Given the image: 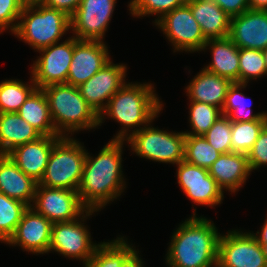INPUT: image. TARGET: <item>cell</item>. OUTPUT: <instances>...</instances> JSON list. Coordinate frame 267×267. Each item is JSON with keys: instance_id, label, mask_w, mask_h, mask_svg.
<instances>
[{"instance_id": "obj_1", "label": "cell", "mask_w": 267, "mask_h": 267, "mask_svg": "<svg viewBox=\"0 0 267 267\" xmlns=\"http://www.w3.org/2000/svg\"><path fill=\"white\" fill-rule=\"evenodd\" d=\"M125 140L109 141L94 158L88 152L77 192L87 210L99 211L125 189L122 151Z\"/></svg>"}, {"instance_id": "obj_2", "label": "cell", "mask_w": 267, "mask_h": 267, "mask_svg": "<svg viewBox=\"0 0 267 267\" xmlns=\"http://www.w3.org/2000/svg\"><path fill=\"white\" fill-rule=\"evenodd\" d=\"M195 211L172 233L165 257L169 267H217L221 234L213 221Z\"/></svg>"}, {"instance_id": "obj_3", "label": "cell", "mask_w": 267, "mask_h": 267, "mask_svg": "<svg viewBox=\"0 0 267 267\" xmlns=\"http://www.w3.org/2000/svg\"><path fill=\"white\" fill-rule=\"evenodd\" d=\"M162 107L163 103L151 83L126 82L99 114V126L104 123L105 116L112 118L123 125L112 140H126L130 134L140 131L143 128L141 126L153 122L163 110Z\"/></svg>"}, {"instance_id": "obj_4", "label": "cell", "mask_w": 267, "mask_h": 267, "mask_svg": "<svg viewBox=\"0 0 267 267\" xmlns=\"http://www.w3.org/2000/svg\"><path fill=\"white\" fill-rule=\"evenodd\" d=\"M42 89L59 136H72L74 132L99 126V115L87 104L77 86L61 83L51 84Z\"/></svg>"}, {"instance_id": "obj_5", "label": "cell", "mask_w": 267, "mask_h": 267, "mask_svg": "<svg viewBox=\"0 0 267 267\" xmlns=\"http://www.w3.org/2000/svg\"><path fill=\"white\" fill-rule=\"evenodd\" d=\"M71 29L70 17L44 5L24 6L12 33L38 51L58 43Z\"/></svg>"}, {"instance_id": "obj_6", "label": "cell", "mask_w": 267, "mask_h": 267, "mask_svg": "<svg viewBox=\"0 0 267 267\" xmlns=\"http://www.w3.org/2000/svg\"><path fill=\"white\" fill-rule=\"evenodd\" d=\"M86 153L81 142L71 136H61L53 145L44 176L38 184L77 191Z\"/></svg>"}, {"instance_id": "obj_7", "label": "cell", "mask_w": 267, "mask_h": 267, "mask_svg": "<svg viewBox=\"0 0 267 267\" xmlns=\"http://www.w3.org/2000/svg\"><path fill=\"white\" fill-rule=\"evenodd\" d=\"M151 123L130 134L125 140L130 144L131 150L141 158L159 163L177 165L184 161L185 133L160 130Z\"/></svg>"}, {"instance_id": "obj_8", "label": "cell", "mask_w": 267, "mask_h": 267, "mask_svg": "<svg viewBox=\"0 0 267 267\" xmlns=\"http://www.w3.org/2000/svg\"><path fill=\"white\" fill-rule=\"evenodd\" d=\"M94 212L98 211L86 210L75 220L53 223L48 252L55 251L62 256L81 260L85 267L100 245L92 242L90 231L82 223Z\"/></svg>"}, {"instance_id": "obj_9", "label": "cell", "mask_w": 267, "mask_h": 267, "mask_svg": "<svg viewBox=\"0 0 267 267\" xmlns=\"http://www.w3.org/2000/svg\"><path fill=\"white\" fill-rule=\"evenodd\" d=\"M155 25L174 46V52H199L207 41L186 3L164 14Z\"/></svg>"}, {"instance_id": "obj_10", "label": "cell", "mask_w": 267, "mask_h": 267, "mask_svg": "<svg viewBox=\"0 0 267 267\" xmlns=\"http://www.w3.org/2000/svg\"><path fill=\"white\" fill-rule=\"evenodd\" d=\"M217 267H267V259L251 232L228 230L219 239Z\"/></svg>"}, {"instance_id": "obj_11", "label": "cell", "mask_w": 267, "mask_h": 267, "mask_svg": "<svg viewBox=\"0 0 267 267\" xmlns=\"http://www.w3.org/2000/svg\"><path fill=\"white\" fill-rule=\"evenodd\" d=\"M41 54L31 67L32 79L37 88L67 82L73 57V36L64 42L38 50Z\"/></svg>"}, {"instance_id": "obj_12", "label": "cell", "mask_w": 267, "mask_h": 267, "mask_svg": "<svg viewBox=\"0 0 267 267\" xmlns=\"http://www.w3.org/2000/svg\"><path fill=\"white\" fill-rule=\"evenodd\" d=\"M31 207L52 223L68 222L80 217L87 209L75 190L37 185Z\"/></svg>"}, {"instance_id": "obj_13", "label": "cell", "mask_w": 267, "mask_h": 267, "mask_svg": "<svg viewBox=\"0 0 267 267\" xmlns=\"http://www.w3.org/2000/svg\"><path fill=\"white\" fill-rule=\"evenodd\" d=\"M117 0H81L70 17L71 29L78 40L103 41Z\"/></svg>"}, {"instance_id": "obj_14", "label": "cell", "mask_w": 267, "mask_h": 267, "mask_svg": "<svg viewBox=\"0 0 267 267\" xmlns=\"http://www.w3.org/2000/svg\"><path fill=\"white\" fill-rule=\"evenodd\" d=\"M177 181L193 203L212 208L222 203L224 191L217 185L208 169L181 161L177 165Z\"/></svg>"}, {"instance_id": "obj_15", "label": "cell", "mask_w": 267, "mask_h": 267, "mask_svg": "<svg viewBox=\"0 0 267 267\" xmlns=\"http://www.w3.org/2000/svg\"><path fill=\"white\" fill-rule=\"evenodd\" d=\"M111 60L78 89L87 104L99 115L110 98L126 83L127 67Z\"/></svg>"}, {"instance_id": "obj_16", "label": "cell", "mask_w": 267, "mask_h": 267, "mask_svg": "<svg viewBox=\"0 0 267 267\" xmlns=\"http://www.w3.org/2000/svg\"><path fill=\"white\" fill-rule=\"evenodd\" d=\"M108 51L105 42L78 40L73 36V57L66 84L78 87L89 80L111 61Z\"/></svg>"}, {"instance_id": "obj_17", "label": "cell", "mask_w": 267, "mask_h": 267, "mask_svg": "<svg viewBox=\"0 0 267 267\" xmlns=\"http://www.w3.org/2000/svg\"><path fill=\"white\" fill-rule=\"evenodd\" d=\"M53 223L45 216L28 207L17 225L14 234L6 242L10 246H20L34 254L48 253Z\"/></svg>"}, {"instance_id": "obj_18", "label": "cell", "mask_w": 267, "mask_h": 267, "mask_svg": "<svg viewBox=\"0 0 267 267\" xmlns=\"http://www.w3.org/2000/svg\"><path fill=\"white\" fill-rule=\"evenodd\" d=\"M229 38L239 48H267V10L247 11L231 17Z\"/></svg>"}, {"instance_id": "obj_19", "label": "cell", "mask_w": 267, "mask_h": 267, "mask_svg": "<svg viewBox=\"0 0 267 267\" xmlns=\"http://www.w3.org/2000/svg\"><path fill=\"white\" fill-rule=\"evenodd\" d=\"M61 136H41L13 148L7 155L27 176L37 183L43 178L54 143Z\"/></svg>"}, {"instance_id": "obj_20", "label": "cell", "mask_w": 267, "mask_h": 267, "mask_svg": "<svg viewBox=\"0 0 267 267\" xmlns=\"http://www.w3.org/2000/svg\"><path fill=\"white\" fill-rule=\"evenodd\" d=\"M208 172L222 190L231 193L239 191L251 174L247 154L236 152L221 154Z\"/></svg>"}, {"instance_id": "obj_21", "label": "cell", "mask_w": 267, "mask_h": 267, "mask_svg": "<svg viewBox=\"0 0 267 267\" xmlns=\"http://www.w3.org/2000/svg\"><path fill=\"white\" fill-rule=\"evenodd\" d=\"M37 185L38 183L20 170L7 154H0L1 193L31 207Z\"/></svg>"}, {"instance_id": "obj_22", "label": "cell", "mask_w": 267, "mask_h": 267, "mask_svg": "<svg viewBox=\"0 0 267 267\" xmlns=\"http://www.w3.org/2000/svg\"><path fill=\"white\" fill-rule=\"evenodd\" d=\"M232 83L230 79L202 68L185 89L190 101L203 102L222 110Z\"/></svg>"}, {"instance_id": "obj_23", "label": "cell", "mask_w": 267, "mask_h": 267, "mask_svg": "<svg viewBox=\"0 0 267 267\" xmlns=\"http://www.w3.org/2000/svg\"><path fill=\"white\" fill-rule=\"evenodd\" d=\"M206 39L229 37L231 17L213 0H187Z\"/></svg>"}, {"instance_id": "obj_24", "label": "cell", "mask_w": 267, "mask_h": 267, "mask_svg": "<svg viewBox=\"0 0 267 267\" xmlns=\"http://www.w3.org/2000/svg\"><path fill=\"white\" fill-rule=\"evenodd\" d=\"M205 49H211L212 61L204 69L239 83V48L232 40L229 37L207 39L202 50Z\"/></svg>"}, {"instance_id": "obj_25", "label": "cell", "mask_w": 267, "mask_h": 267, "mask_svg": "<svg viewBox=\"0 0 267 267\" xmlns=\"http://www.w3.org/2000/svg\"><path fill=\"white\" fill-rule=\"evenodd\" d=\"M41 136L17 112L0 113V154H7L16 146L35 141Z\"/></svg>"}, {"instance_id": "obj_26", "label": "cell", "mask_w": 267, "mask_h": 267, "mask_svg": "<svg viewBox=\"0 0 267 267\" xmlns=\"http://www.w3.org/2000/svg\"><path fill=\"white\" fill-rule=\"evenodd\" d=\"M17 113L42 136H59L53 125L49 103L42 88H36Z\"/></svg>"}, {"instance_id": "obj_27", "label": "cell", "mask_w": 267, "mask_h": 267, "mask_svg": "<svg viewBox=\"0 0 267 267\" xmlns=\"http://www.w3.org/2000/svg\"><path fill=\"white\" fill-rule=\"evenodd\" d=\"M247 84L233 82L229 87L222 115L228 116L231 122L267 121V112L253 114L251 105L246 101V97L240 92Z\"/></svg>"}, {"instance_id": "obj_28", "label": "cell", "mask_w": 267, "mask_h": 267, "mask_svg": "<svg viewBox=\"0 0 267 267\" xmlns=\"http://www.w3.org/2000/svg\"><path fill=\"white\" fill-rule=\"evenodd\" d=\"M127 242L124 236L101 242L85 267H121V264L136 250Z\"/></svg>"}, {"instance_id": "obj_29", "label": "cell", "mask_w": 267, "mask_h": 267, "mask_svg": "<svg viewBox=\"0 0 267 267\" xmlns=\"http://www.w3.org/2000/svg\"><path fill=\"white\" fill-rule=\"evenodd\" d=\"M23 83L19 79H5L0 82V113L18 112L22 104L37 88L32 79Z\"/></svg>"}, {"instance_id": "obj_30", "label": "cell", "mask_w": 267, "mask_h": 267, "mask_svg": "<svg viewBox=\"0 0 267 267\" xmlns=\"http://www.w3.org/2000/svg\"><path fill=\"white\" fill-rule=\"evenodd\" d=\"M221 154L216 151L203 136L186 135L184 161L205 169L219 158Z\"/></svg>"}, {"instance_id": "obj_31", "label": "cell", "mask_w": 267, "mask_h": 267, "mask_svg": "<svg viewBox=\"0 0 267 267\" xmlns=\"http://www.w3.org/2000/svg\"><path fill=\"white\" fill-rule=\"evenodd\" d=\"M28 208L21 201L0 192V241L6 243L14 234L24 211Z\"/></svg>"}, {"instance_id": "obj_32", "label": "cell", "mask_w": 267, "mask_h": 267, "mask_svg": "<svg viewBox=\"0 0 267 267\" xmlns=\"http://www.w3.org/2000/svg\"><path fill=\"white\" fill-rule=\"evenodd\" d=\"M189 123L192 131H185V135L204 136L215 121L222 116V110L216 106L203 102L190 101Z\"/></svg>"}, {"instance_id": "obj_33", "label": "cell", "mask_w": 267, "mask_h": 267, "mask_svg": "<svg viewBox=\"0 0 267 267\" xmlns=\"http://www.w3.org/2000/svg\"><path fill=\"white\" fill-rule=\"evenodd\" d=\"M267 121L232 122L231 152L247 154Z\"/></svg>"}, {"instance_id": "obj_34", "label": "cell", "mask_w": 267, "mask_h": 267, "mask_svg": "<svg viewBox=\"0 0 267 267\" xmlns=\"http://www.w3.org/2000/svg\"><path fill=\"white\" fill-rule=\"evenodd\" d=\"M263 75H267V70L262 50L239 49V83L247 84Z\"/></svg>"}, {"instance_id": "obj_35", "label": "cell", "mask_w": 267, "mask_h": 267, "mask_svg": "<svg viewBox=\"0 0 267 267\" xmlns=\"http://www.w3.org/2000/svg\"><path fill=\"white\" fill-rule=\"evenodd\" d=\"M187 3V0H130L129 11L135 17L159 15L154 23L164 14Z\"/></svg>"}, {"instance_id": "obj_36", "label": "cell", "mask_w": 267, "mask_h": 267, "mask_svg": "<svg viewBox=\"0 0 267 267\" xmlns=\"http://www.w3.org/2000/svg\"><path fill=\"white\" fill-rule=\"evenodd\" d=\"M232 122L228 116L222 115L204 134L207 142L220 154L231 152Z\"/></svg>"}, {"instance_id": "obj_37", "label": "cell", "mask_w": 267, "mask_h": 267, "mask_svg": "<svg viewBox=\"0 0 267 267\" xmlns=\"http://www.w3.org/2000/svg\"><path fill=\"white\" fill-rule=\"evenodd\" d=\"M23 7L21 0H0V34L15 31Z\"/></svg>"}, {"instance_id": "obj_38", "label": "cell", "mask_w": 267, "mask_h": 267, "mask_svg": "<svg viewBox=\"0 0 267 267\" xmlns=\"http://www.w3.org/2000/svg\"><path fill=\"white\" fill-rule=\"evenodd\" d=\"M251 172L267 165V124L260 132L254 146L247 153Z\"/></svg>"}, {"instance_id": "obj_39", "label": "cell", "mask_w": 267, "mask_h": 267, "mask_svg": "<svg viewBox=\"0 0 267 267\" xmlns=\"http://www.w3.org/2000/svg\"><path fill=\"white\" fill-rule=\"evenodd\" d=\"M230 17L240 15L250 9L249 0H213Z\"/></svg>"}, {"instance_id": "obj_40", "label": "cell", "mask_w": 267, "mask_h": 267, "mask_svg": "<svg viewBox=\"0 0 267 267\" xmlns=\"http://www.w3.org/2000/svg\"><path fill=\"white\" fill-rule=\"evenodd\" d=\"M81 0H45L44 6L63 11L71 17L80 6Z\"/></svg>"}, {"instance_id": "obj_41", "label": "cell", "mask_w": 267, "mask_h": 267, "mask_svg": "<svg viewBox=\"0 0 267 267\" xmlns=\"http://www.w3.org/2000/svg\"><path fill=\"white\" fill-rule=\"evenodd\" d=\"M139 251L135 250L122 264L121 267H144V262L139 257Z\"/></svg>"}, {"instance_id": "obj_42", "label": "cell", "mask_w": 267, "mask_h": 267, "mask_svg": "<svg viewBox=\"0 0 267 267\" xmlns=\"http://www.w3.org/2000/svg\"><path fill=\"white\" fill-rule=\"evenodd\" d=\"M261 227V231H257V233L252 232L260 245L267 242V218Z\"/></svg>"}, {"instance_id": "obj_43", "label": "cell", "mask_w": 267, "mask_h": 267, "mask_svg": "<svg viewBox=\"0 0 267 267\" xmlns=\"http://www.w3.org/2000/svg\"><path fill=\"white\" fill-rule=\"evenodd\" d=\"M250 9L267 10V0H249Z\"/></svg>"}, {"instance_id": "obj_44", "label": "cell", "mask_w": 267, "mask_h": 267, "mask_svg": "<svg viewBox=\"0 0 267 267\" xmlns=\"http://www.w3.org/2000/svg\"><path fill=\"white\" fill-rule=\"evenodd\" d=\"M45 0H21L23 6L43 5Z\"/></svg>"}, {"instance_id": "obj_45", "label": "cell", "mask_w": 267, "mask_h": 267, "mask_svg": "<svg viewBox=\"0 0 267 267\" xmlns=\"http://www.w3.org/2000/svg\"><path fill=\"white\" fill-rule=\"evenodd\" d=\"M263 52V57H264V61H265V65H266V70H267V48H265L264 50H262Z\"/></svg>"}, {"instance_id": "obj_46", "label": "cell", "mask_w": 267, "mask_h": 267, "mask_svg": "<svg viewBox=\"0 0 267 267\" xmlns=\"http://www.w3.org/2000/svg\"><path fill=\"white\" fill-rule=\"evenodd\" d=\"M263 253L267 259V242L261 245Z\"/></svg>"}]
</instances>
